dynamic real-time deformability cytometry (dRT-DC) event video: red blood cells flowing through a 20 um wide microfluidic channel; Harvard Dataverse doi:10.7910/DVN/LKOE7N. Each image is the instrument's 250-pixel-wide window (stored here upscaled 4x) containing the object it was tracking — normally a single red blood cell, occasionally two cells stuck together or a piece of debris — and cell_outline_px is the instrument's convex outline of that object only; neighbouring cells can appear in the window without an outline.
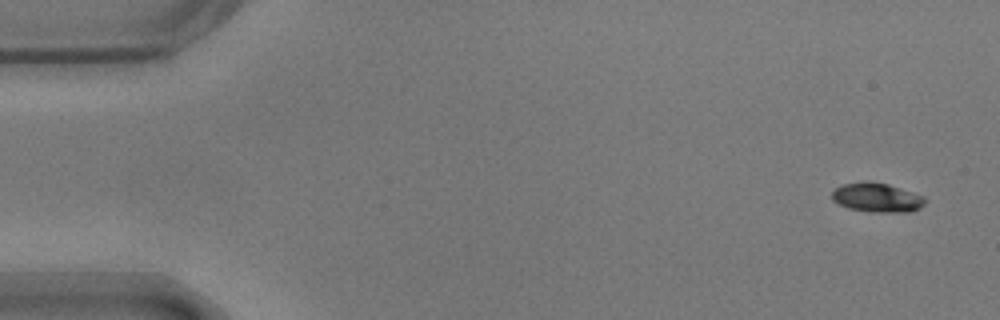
{"species": "common noctule bat (a hibernating species)", "species_latin": "Nyctalus noctula", "temperature_condition": "warm", "stored_images_in_passage": 54, "camera_frame_rate_fps": 3000, "um_per_image_px": 0.085, "animal": {"sex": "male", "body_mass_g": 17.9}, "frame": {"image": 1, "passage_image": 1, "time_ms": 0.0, "image_size_px": [1000, 320], "cell_outline_px": [[924, 204], [920, 208], [912, 212], [872, 212], [848, 208], [836, 204], [832, 200], [832, 192], [836, 188], [844, 184], [888, 184], [924, 196]], "centroid_in_image_um": [74.55, 16.85], "position_along_channel_um": 10.4, "area_um2": 15.32}}
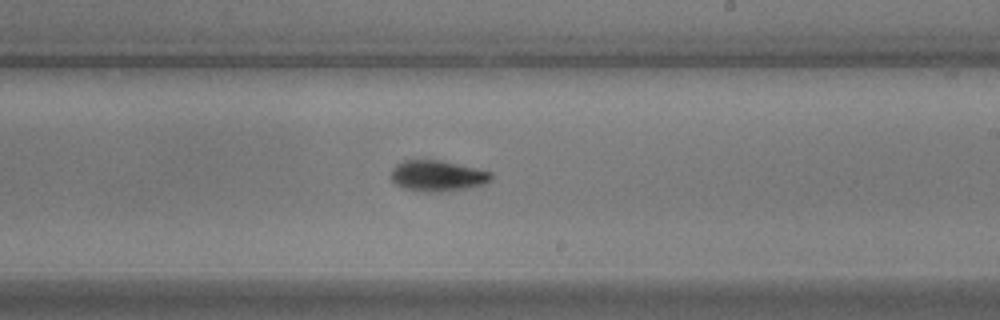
{"frame": {"image": 2, "passage_image": 31, "time_ms": 10.0, "image_size_px": [1000, 320], "cell_outline_px": [[492, 180], [484, 184], [448, 192], [420, 192], [404, 188], [396, 184], [392, 180], [392, 168], [396, 164], [404, 160], [440, 160], [492, 172]], "centroid_in_image_um": [37.18, 14.96], "position_along_channel_um": 251.8, "area_um2": 18.09}}
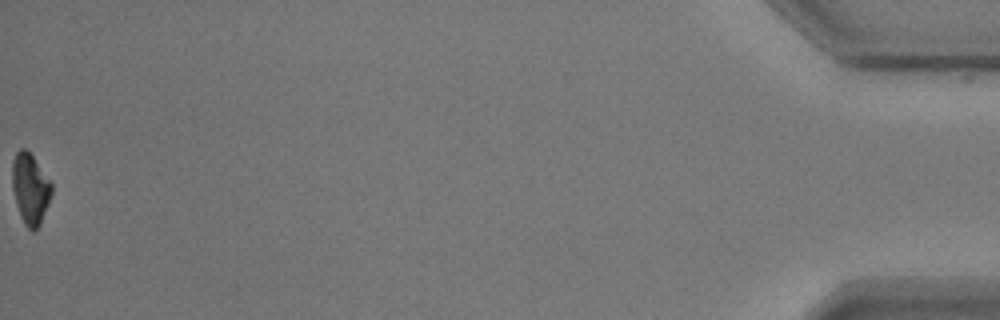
{"frame": {"image": 3, "passage_image": 54, "time_ms": 17.667, "image_size_px": [1000, 320], "cell_outline_px": [[52, 192], [48, 204], [40, 224], [32, 232], [24, 224], [20, 216], [16, 204], [12, 188], [12, 160], [16, 152], [20, 148], [24, 148], [32, 156], [52, 184]], "centroid_in_image_um": [2.55, 16.05], "position_along_channel_um": 432.7, "area_um2": 16.07}, "authors_computed_cell_mechanics": {"area_um2": 17.1088, "velocity_mm_per_s": 3.6668, "shape_relaxation_time_tau1_ms": 2.9062, "shape_relaxation_time_tau2_ms": 3.4519, "deformation_change_tau1": 0.1381, "deformation_change_tau2": 0.0832}}